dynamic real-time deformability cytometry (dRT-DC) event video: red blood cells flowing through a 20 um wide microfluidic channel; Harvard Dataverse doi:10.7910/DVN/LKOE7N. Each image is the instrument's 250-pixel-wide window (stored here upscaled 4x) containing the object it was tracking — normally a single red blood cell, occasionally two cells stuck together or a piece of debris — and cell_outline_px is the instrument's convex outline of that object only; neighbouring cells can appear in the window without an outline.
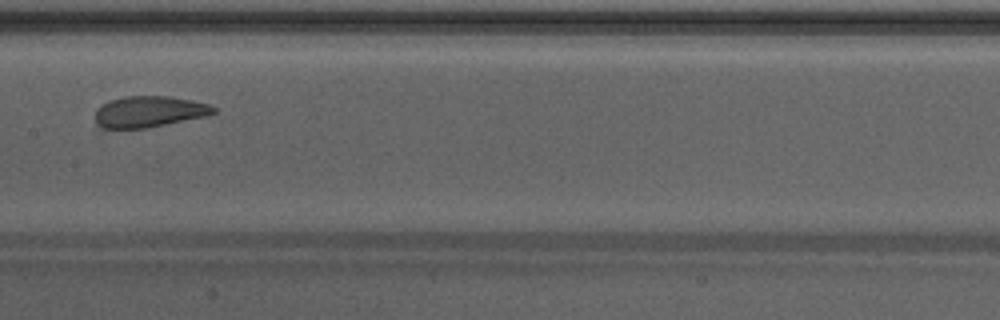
{"species": "Egyptian fruit bat (a non-hibernating species)", "species_latin": "Rousettus aegyptiacus", "temperature_condition": "warm", "stored_images_in_passage": 32, "camera_frame_rate_fps": 3000, "um_per_image_px": 0.085, "animal": {"sex": "male"}, "frame": {"image": 1, "passage_image": 15, "time_ms": 4.667, "image_size_px": [1000, 320], "cell_outline_px": [[216, 112], [208, 116], [144, 128], [100, 128], [96, 124], [96, 108], [112, 100], [128, 96], [164, 96], [192, 100], [208, 104], [216, 108]], "centroid_in_image_um": [12.69, 9.5], "position_along_channel_um": 194.7, "area_um2": 21.27}}
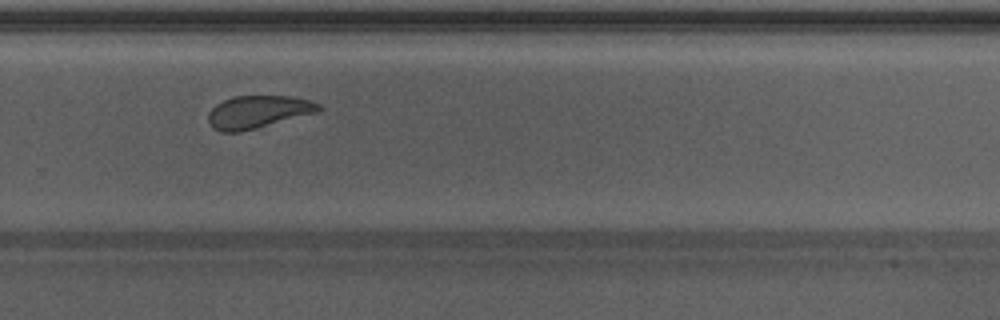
{"frame": {"image": 2, "passage_image": 23, "time_ms": 7.333, "image_size_px": [1000, 320], "cell_outline_px": [[324, 108], [320, 112], [240, 132], [220, 132], [212, 128], [208, 120], [208, 112], [216, 104], [232, 96], [288, 96], [312, 100], [320, 104]], "centroid_in_image_um": [21.96, 9.51], "position_along_channel_um": 307.8, "area_um2": 21.27}}